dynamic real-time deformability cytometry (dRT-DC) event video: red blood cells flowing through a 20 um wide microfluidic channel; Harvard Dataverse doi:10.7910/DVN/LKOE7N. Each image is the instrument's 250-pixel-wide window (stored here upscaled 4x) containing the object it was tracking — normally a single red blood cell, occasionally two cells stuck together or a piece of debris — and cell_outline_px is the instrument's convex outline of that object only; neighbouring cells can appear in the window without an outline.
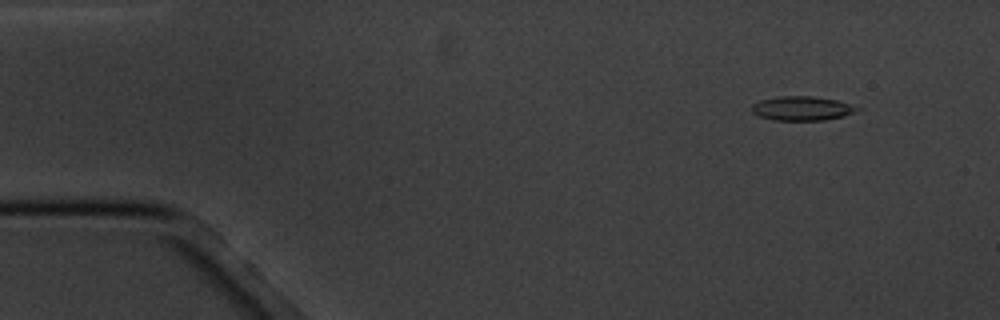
{"species": "common noctule bat (a hibernating species)", "species_latin": "Nyctalus noctula", "temperature_condition": "cold", "stored_images_in_passage": 16, "camera_frame_rate_fps": 3000, "um_per_image_px": 0.085, "animal": {"sex": "male", "body_mass_g": 20.1, "forearm_length_mm": 53.5}, "frame": {"image": 1, "passage_image": 2, "time_ms": 1.333, "image_size_px": [1000, 320], "cell_outline_px": [[864, 108], [844, 116], [824, 120], [772, 120], [760, 116], [752, 112], [752, 104], [760, 100], [780, 96], [812, 96], [836, 100]], "centroid_in_image_um": [68.19, 9.21], "position_along_channel_um": 16.8, "area_um2": 14.85}}
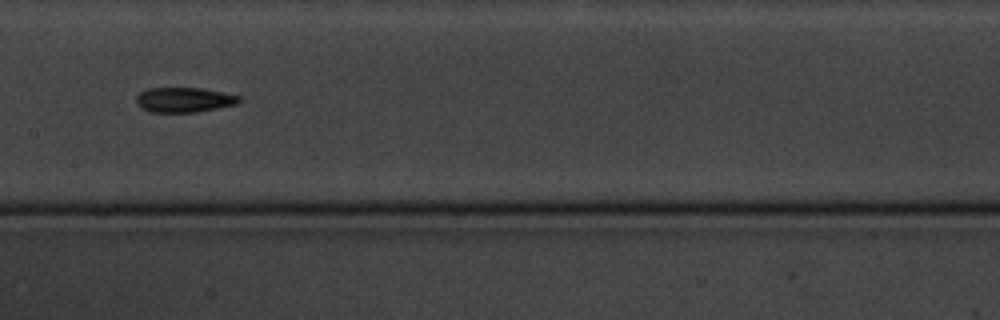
{"frame": {"image": 2, "passage_image": 8, "time_ms": 9.0, "image_size_px": [1000, 320], "cell_outline_px": [[244, 100], [236, 104], [196, 112], [148, 112], [140, 108], [136, 104], [136, 96], [140, 92], [148, 88], [200, 88], [240, 96]], "centroid_in_image_um": [15.61, 8.49], "position_along_channel_um": 191.8, "area_um2": 14.97}}
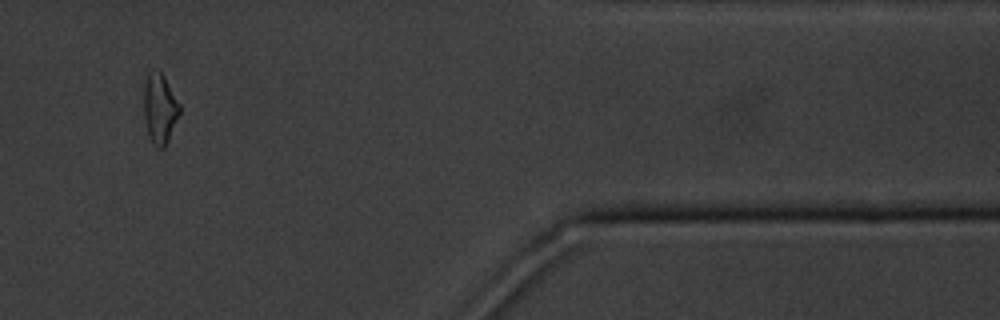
{"frame": {"image": 3, "passage_image": 14, "time_ms": 16.0, "image_size_px": [1000, 320], "cell_outline_px": [[180, 112], [168, 140], [164, 148], [156, 148], [152, 144], [148, 136], [144, 120], [144, 84], [148, 72], [156, 68], [164, 76], [180, 104]], "centroid_in_image_um": [13.56, 9.23], "position_along_channel_um": 397.8, "area_um2": 14.74}, "authors_computed_cell_mechanics": {"area_um2": 14.8546, "velocity_mm_per_s": 3.4427, "shape_relaxation_time_tau1_ms": 5.2556, "shape_relaxation_time_tau2_ms": 7.3772, "deformation_change_tau1": 0.1654, "deformation_change_tau2": 0.1841}}